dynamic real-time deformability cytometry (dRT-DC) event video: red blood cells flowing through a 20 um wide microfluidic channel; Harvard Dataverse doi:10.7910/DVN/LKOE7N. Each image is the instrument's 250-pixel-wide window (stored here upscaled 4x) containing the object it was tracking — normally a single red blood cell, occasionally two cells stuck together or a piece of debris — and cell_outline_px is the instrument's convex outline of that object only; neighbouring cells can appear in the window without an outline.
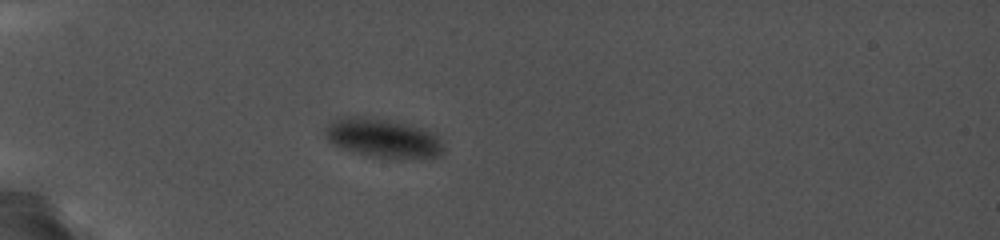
{"species": "common noctule bat (a hibernating species)", "species_latin": "Nyctalus noctula", "temperature_condition": "cold", "stored_images_in_passage": 46, "camera_frame_rate_fps": 5000, "um_per_image_px": 0.085, "animal": {"sex": "female", "body_mass_g": 19.0, "forearm_length_mm": 56.7}, "frame": {"image": 1, "passage_image": 19, "time_ms": 4.4, "image_size_px": [1000, 240], "cell_outline_px": [[440, 152], [436, 156], [380, 156], [360, 152], [344, 148], [336, 144], [328, 136], [328, 128], [332, 124], [340, 120], [380, 120], [400, 124], [424, 132], [432, 136], [436, 140], [440, 148]], "centroid_in_image_um": [32.53, 11.78], "position_along_channel_um": 52.5, "area_um2": 22.6}}